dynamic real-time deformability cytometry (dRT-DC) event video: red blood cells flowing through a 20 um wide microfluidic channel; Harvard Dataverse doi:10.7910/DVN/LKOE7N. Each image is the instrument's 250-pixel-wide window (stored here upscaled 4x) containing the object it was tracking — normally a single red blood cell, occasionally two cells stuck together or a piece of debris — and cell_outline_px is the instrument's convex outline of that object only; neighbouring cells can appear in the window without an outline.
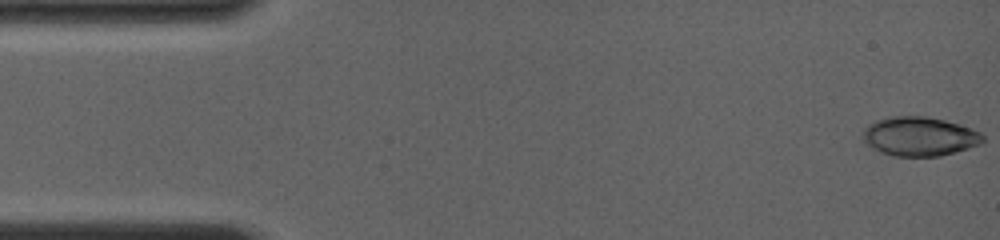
{"species": "common noctule bat (a hibernating species)", "species_latin": "Nyctalus noctula", "temperature_condition": "room temperature", "stored_images_in_passage": 15, "camera_frame_rate_fps": 4000, "um_per_image_px": 0.085, "animal": {"sex": "female", "body_mass_g": 19.0, "forearm_length_mm": 56.7}, "frame": {"image": 1, "passage_image": 1, "time_ms": 0.0, "image_size_px": [1000, 240], "cell_outline_px": [[984, 140], [980, 144], [968, 148], [940, 156], [892, 156], [880, 152], [868, 144], [864, 140], [864, 128], [868, 124], [876, 120], [888, 116], [928, 116], [960, 124], [972, 128], [980, 132], [984, 136]], "centroid_in_image_um": [78.17, 11.58], "position_along_channel_um": 6.8, "area_um2": 27.4}}
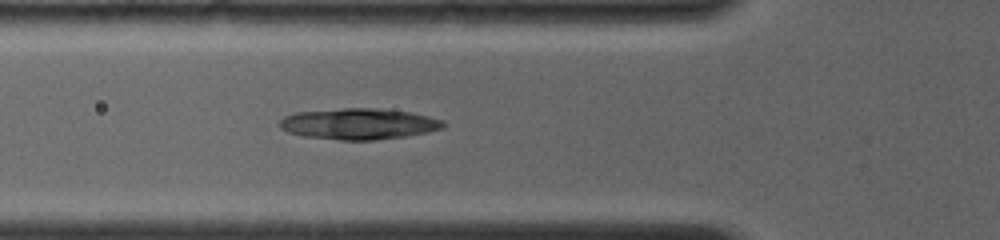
{"frame": {"image": 2, "passage_image": 13, "time_ms": 5.25, "image_size_px": [1000, 240], "cell_outline_px": [[448, 124], [444, 128], [428, 132], [404, 136], [376, 140], [340, 140], [300, 136], [288, 132], [280, 128], [276, 124], [284, 116], [296, 112], [344, 108], [376, 108], [408, 112], [428, 116], [444, 120]], "centroid_in_image_um": [30.47, 10.53], "position_along_channel_um": 95.3, "area_um2": 29.88}}
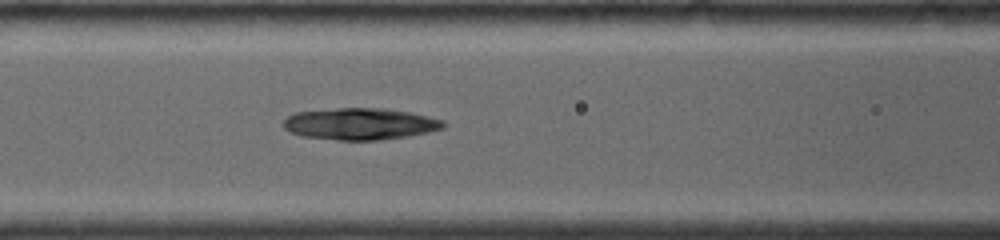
{"frame": {"image": 3, "passage_image": 15, "time_ms": 6.25, "image_size_px": [1000, 240], "cell_outline_px": [[444, 128], [428, 132], [408, 136], [380, 140], [336, 140], [300, 136], [284, 128], [284, 120], [288, 116], [296, 112], [336, 108], [380, 108], [408, 112], [428, 116], [444, 120]], "centroid_in_image_um": [30.6, 10.53], "position_along_channel_um": 136.0, "area_um2": 29.48}}